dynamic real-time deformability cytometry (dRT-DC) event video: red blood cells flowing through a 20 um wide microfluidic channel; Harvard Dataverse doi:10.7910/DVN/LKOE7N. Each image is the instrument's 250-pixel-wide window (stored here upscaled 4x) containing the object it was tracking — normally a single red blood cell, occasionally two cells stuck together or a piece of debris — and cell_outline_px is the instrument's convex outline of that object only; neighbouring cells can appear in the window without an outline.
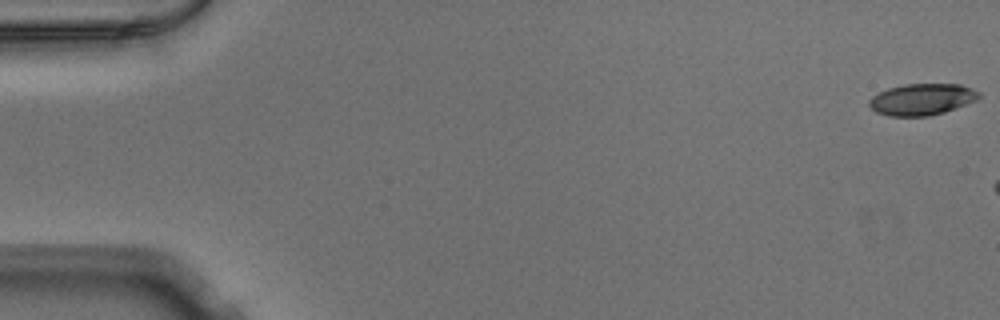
{"species": "Egyptian fruit bat (a non-hibernating species)", "species_latin": "Rousettus aegyptiacus", "temperature_condition": "warm", "stored_images_in_passage": 7, "camera_frame_rate_fps": 3000, "um_per_image_px": 0.085, "animal": {"sex": "male"}, "frame": {"image": 1, "passage_image": 1, "time_ms": 0.0, "image_size_px": [1000, 320], "cell_outline_px": [[980, 96], [976, 100], [944, 112], [928, 116], [888, 116], [876, 112], [868, 104], [868, 100], [872, 96], [888, 88], [904, 84], [960, 84], [972, 88], [980, 92]], "centroid_in_image_um": [78.35, 8.44], "position_along_channel_um": 6.7, "area_um2": 20.11}}